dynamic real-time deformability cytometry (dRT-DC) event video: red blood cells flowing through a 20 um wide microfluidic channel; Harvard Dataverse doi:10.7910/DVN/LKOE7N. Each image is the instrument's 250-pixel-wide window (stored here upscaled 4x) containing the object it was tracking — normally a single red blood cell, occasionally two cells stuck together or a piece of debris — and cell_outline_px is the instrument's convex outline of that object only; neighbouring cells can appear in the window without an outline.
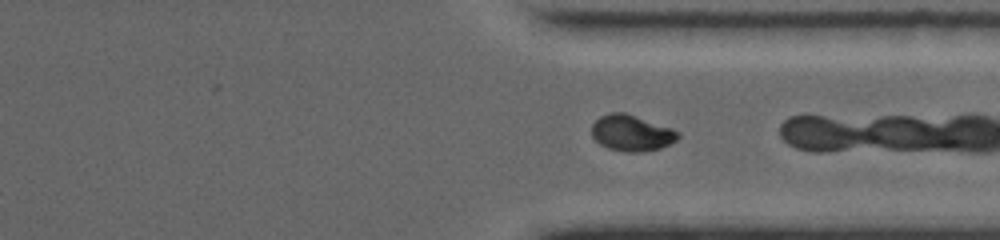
{"species": "common noctule bat (a hibernating species)", "species_latin": "Nyctalus noctula", "temperature_condition": "warm", "stored_images_in_passage": 50, "camera_frame_rate_fps": 5000, "um_per_image_px": 0.085, "animal": {"sex": "female", "body_mass_g": 19.0, "forearm_length_mm": 53.3}, "frame": {"image": 1, "passage_image": 44, "time_ms": 7.8, "image_size_px": [1000, 240], "cell_outline_px": [[680, 136], [676, 140], [660, 148], [636, 152], [628, 152], [608, 148], [600, 144], [592, 136], [592, 124], [600, 116], [608, 112], [624, 112], [672, 128], [680, 132]], "centroid_in_image_um": [53.67, 11.29], "position_along_channel_um": 357.7, "area_um2": 18.03}}